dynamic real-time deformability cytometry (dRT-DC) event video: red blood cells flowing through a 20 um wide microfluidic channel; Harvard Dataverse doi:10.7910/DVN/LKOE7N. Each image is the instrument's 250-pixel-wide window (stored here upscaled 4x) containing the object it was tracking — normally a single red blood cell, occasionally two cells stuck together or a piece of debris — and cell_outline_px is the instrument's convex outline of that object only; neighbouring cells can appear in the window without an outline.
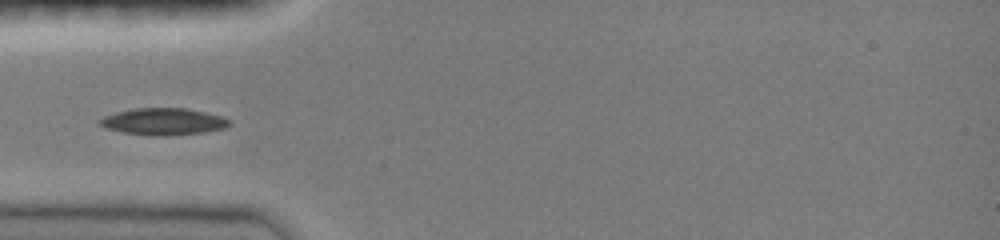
{"species": "common noctule bat (a hibernating species)", "species_latin": "Nyctalus noctula", "temperature_condition": "room temperature", "stored_images_in_passage": 33, "camera_frame_rate_fps": 3000, "um_per_image_px": 0.085, "animal": {"sex": "female", "body_mass_g": 19.0, "forearm_length_mm": 51.5}, "frame": {"image": 1, "passage_image": 1, "time_ms": 0.0, "image_size_px": [1000, 240], "cell_outline_px": [[232, 124], [224, 128], [204, 132], [172, 136], [152, 136], [124, 132], [104, 128], [100, 124], [100, 120], [104, 116], [116, 112], [136, 108], [188, 108], [224, 116], [232, 120]], "centroid_in_image_um": [13.96, 10.33], "position_along_channel_um": 71.0, "area_um2": 20.52}}
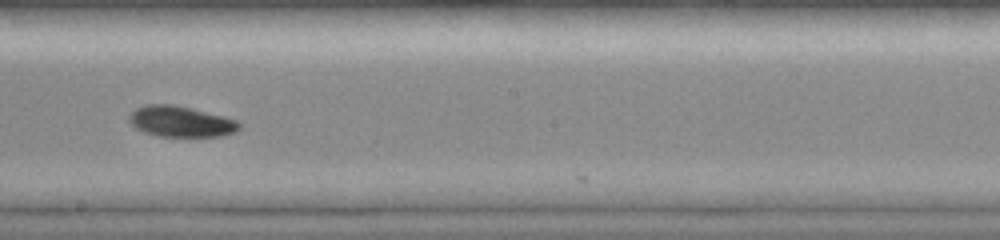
{"frame": {"image": 2, "passage_image": 13, "time_ms": 4.0, "image_size_px": [1000, 240], "cell_outline_px": [[240, 128], [236, 132], [220, 136], [160, 136], [144, 132], [136, 128], [128, 120], [128, 116], [136, 108], [144, 104], [172, 104], [224, 116], [236, 120], [240, 124]], "centroid_in_image_um": [15.35, 10.32], "position_along_channel_um": 232.8, "area_um2": 19.65}}
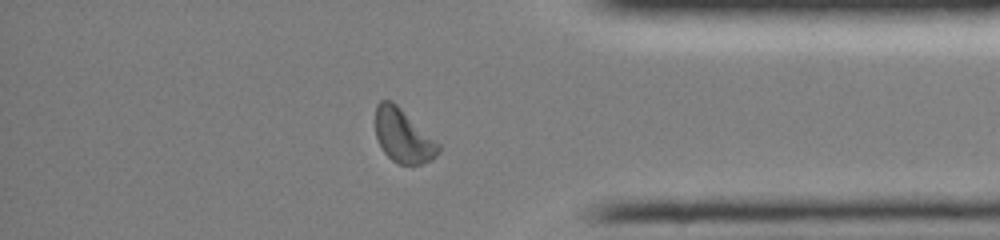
{"frame": {"image": 3, "passage_image": 26, "time_ms": 8.333, "image_size_px": [1000, 240], "cell_outline_px": [[440, 152], [432, 160], [420, 164], [400, 164], [392, 160], [384, 152], [376, 136], [376, 104], [380, 100], [392, 100], [440, 144]], "centroid_in_image_um": [34.28, 11.55], "position_along_channel_um": 400.9, "area_um2": 19.54}}